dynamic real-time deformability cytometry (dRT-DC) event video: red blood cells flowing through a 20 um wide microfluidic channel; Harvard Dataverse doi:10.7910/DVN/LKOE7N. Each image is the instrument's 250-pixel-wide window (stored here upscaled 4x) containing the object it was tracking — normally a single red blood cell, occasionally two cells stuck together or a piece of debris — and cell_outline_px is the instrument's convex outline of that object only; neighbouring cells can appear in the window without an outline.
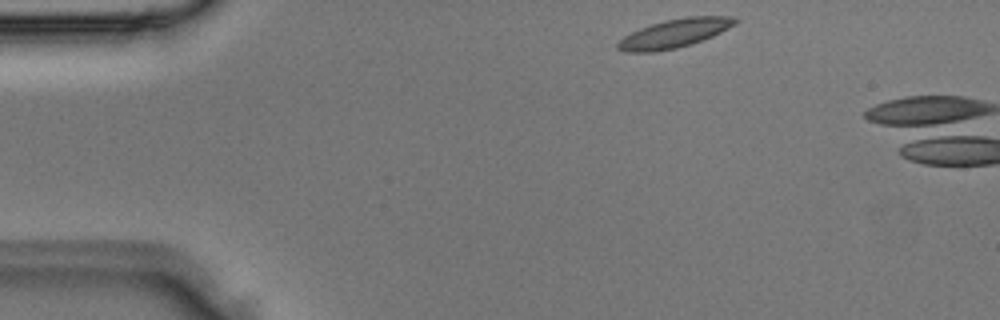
{"species": "Egyptian fruit bat (a non-hibernating species)", "species_latin": "Rousettus aegyptiacus", "temperature_condition": "room temperature", "stored_images_in_passage": 2, "camera_frame_rate_fps": 3000, "um_per_image_px": 0.085, "animal": {"sex": "male"}, "frame": {"image": 1, "passage_image": 1, "time_ms": 0.0, "image_size_px": [1000, 320], "cell_outline_px": [[740, 20], [736, 24], [712, 36], [676, 48], [652, 52], [624, 52], [616, 48], [616, 44], [624, 36], [640, 28], [664, 20], [688, 16], [736, 16]], "centroid_in_image_um": [57.33, 2.82], "position_along_channel_um": 27.7, "area_um2": 19.48}}